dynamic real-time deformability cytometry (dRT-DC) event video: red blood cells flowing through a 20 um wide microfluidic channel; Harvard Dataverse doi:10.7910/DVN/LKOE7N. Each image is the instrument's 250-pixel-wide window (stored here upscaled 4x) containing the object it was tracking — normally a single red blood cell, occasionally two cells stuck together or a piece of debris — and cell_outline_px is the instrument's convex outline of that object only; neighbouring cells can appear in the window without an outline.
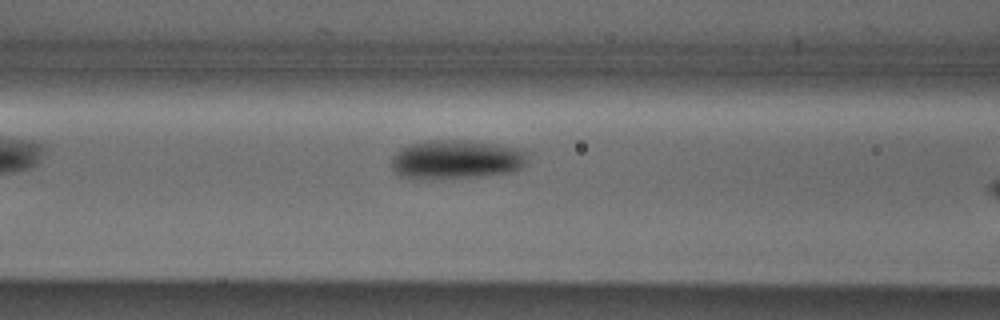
{"species": "Egyptian fruit bat (a non-hibernating species)", "species_latin": "Rousettus aegyptiacus", "temperature_condition": "cold", "stored_images_in_passage": 7, "segment_of_instrument_passage": [1, 2], "camera_frame_rate_fps": 3000, "um_per_image_px": 0.085, "animal": {"sex": "male"}, "frame": {"image": 1, "passage_image": 6, "time_ms": 1.667, "image_size_px": [1000, 320], "cell_outline_px": [[528, 152], [524, 164], [520, 168], [512, 172], [480, 176], [420, 180], [400, 176], [392, 168], [392, 156], [400, 148], [408, 144], [424, 140], [472, 140], [520, 148]], "centroid_in_image_um": [38.75, 13.55], "position_along_channel_um": 127.9, "area_um2": 31.44}}